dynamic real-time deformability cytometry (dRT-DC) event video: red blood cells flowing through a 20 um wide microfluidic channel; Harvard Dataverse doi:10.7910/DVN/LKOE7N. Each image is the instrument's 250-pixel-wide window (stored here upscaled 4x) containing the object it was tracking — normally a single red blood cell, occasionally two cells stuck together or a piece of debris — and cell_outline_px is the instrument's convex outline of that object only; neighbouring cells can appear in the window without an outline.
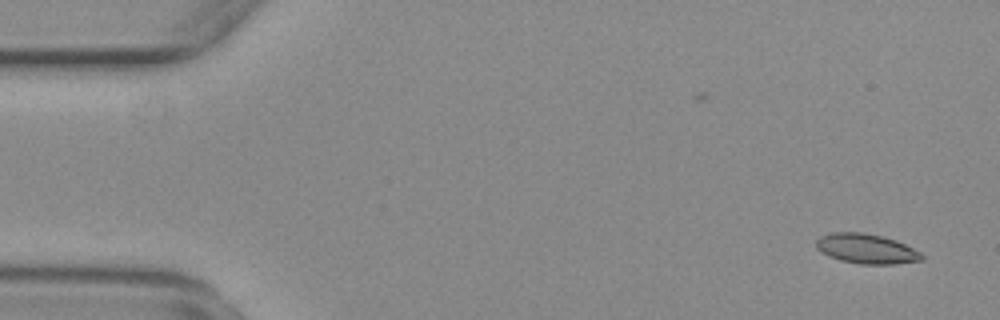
{"species": "common noctule bat (a hibernating species)", "species_latin": "Nyctalus noctula", "temperature_condition": "warm", "stored_images_in_passage": 54, "camera_frame_rate_fps": 3000, "um_per_image_px": 0.085, "animal": {"sex": "female", "body_mass_g": 29.2, "forearm_length_mm": 56.3}, "frame": {"image": 1, "passage_image": 2, "time_ms": 0.333, "image_size_px": [1000, 320], "cell_outline_px": [[924, 260], [896, 264], [860, 264], [840, 260], [828, 256], [820, 252], [816, 248], [816, 240], [820, 236], [832, 232], [864, 232], [884, 236], [896, 240], [920, 252], [924, 256]], "centroid_in_image_um": [73.63, 21.14], "position_along_channel_um": 11.4, "area_um2": 18.55}}
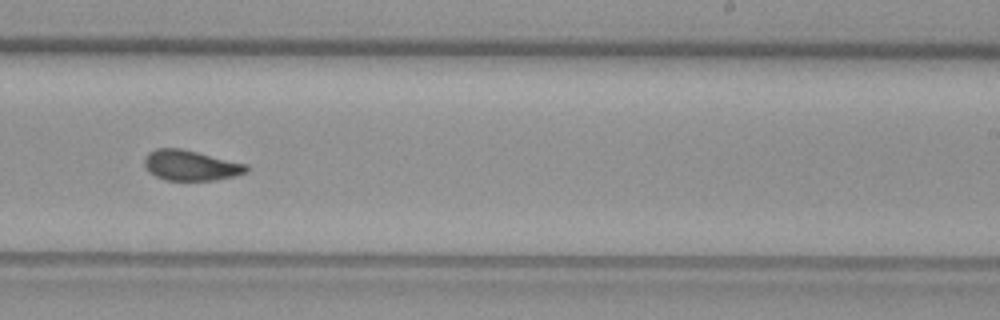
{"frame": {"image": 2, "passage_image": 33, "time_ms": 10.667, "image_size_px": [1000, 320], "cell_outline_px": [[248, 172], [232, 176], [212, 180], [164, 180], [148, 172], [144, 164], [144, 156], [148, 152], [156, 148], [180, 148], [244, 164], [248, 168]], "centroid_in_image_um": [16.12, 14.06], "position_along_channel_um": 272.9, "area_um2": 17.74}}
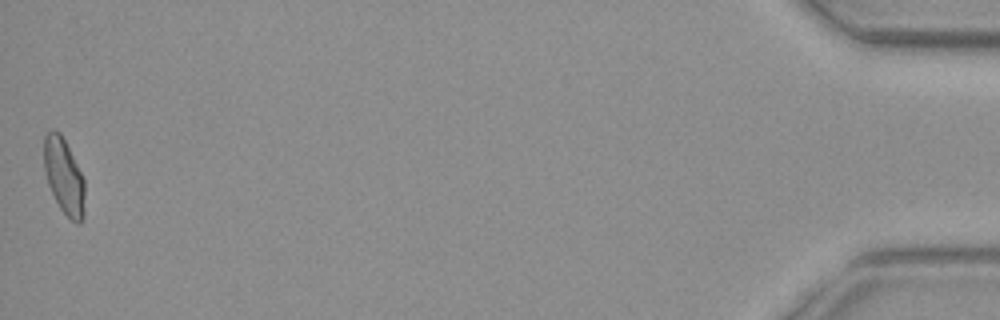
{"frame": {"image": 3, "passage_image": 54, "time_ms": 17.667, "image_size_px": [1000, 320], "cell_outline_px": [[84, 220], [80, 224], [76, 224], [60, 208], [48, 184], [44, 168], [44, 136], [52, 128], [60, 132], [84, 180]], "centroid_in_image_um": [5.43, 15.0], "position_along_channel_um": 429.8, "area_um2": 17.74}, "authors_computed_cell_mechanics": {"area_um2": 18.2648, "velocity_mm_per_s": 3.742, "shape_relaxation_time_tau1_ms": 11.1501, "shape_relaxation_time_tau2_ms": 1.9451, "deformation_change_tau1": 0.247, "deformation_change_tau2": 0.0837}}